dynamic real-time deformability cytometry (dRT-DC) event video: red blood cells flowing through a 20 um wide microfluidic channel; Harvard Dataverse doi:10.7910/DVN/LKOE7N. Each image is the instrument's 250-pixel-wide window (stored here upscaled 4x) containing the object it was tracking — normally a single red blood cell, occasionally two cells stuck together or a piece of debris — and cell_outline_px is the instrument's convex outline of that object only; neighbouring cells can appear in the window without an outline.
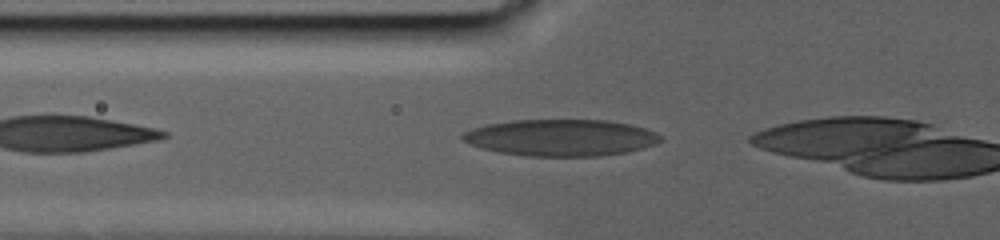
{"species": "human", "species_latin": "Homo sapiens", "temperature_condition": "warm", "stored_images_in_passage": 7, "camera_frame_rate_fps": 3000, "um_per_image_px": 0.085, "donor": {"sex": "male"}, "frame": {"image": 1, "passage_image": 5, "time_ms": 2.0, "image_size_px": [1000, 240], "cell_outline_px": [[664, 140], [656, 144], [644, 148], [628, 152], [600, 156], [528, 156], [500, 152], [468, 144], [460, 140], [460, 136], [464, 132], [472, 128], [488, 124], [512, 120], [608, 120], [632, 124], [656, 132]], "centroid_in_image_um": [47.7, 11.7], "position_along_channel_um": 78.1, "area_um2": 42.54}}